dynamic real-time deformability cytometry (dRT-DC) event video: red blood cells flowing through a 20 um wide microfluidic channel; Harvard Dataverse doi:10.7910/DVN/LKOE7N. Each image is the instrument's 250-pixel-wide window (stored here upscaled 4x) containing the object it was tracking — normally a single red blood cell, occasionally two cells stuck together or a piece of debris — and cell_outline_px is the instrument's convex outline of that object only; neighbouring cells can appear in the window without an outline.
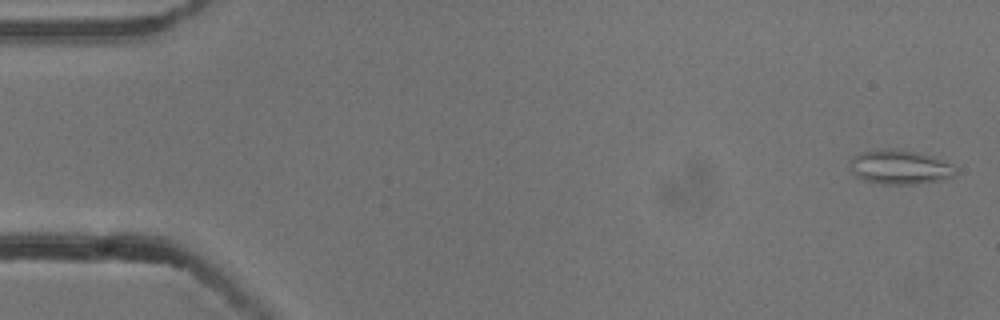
{"species": "common noctule bat (a hibernating species)", "species_latin": "Nyctalus noctula", "temperature_condition": "cold", "stored_images_in_passage": 5, "camera_frame_rate_fps": 3000, "um_per_image_px": 0.085, "animal": {"sex": "male", "body_mass_g": 13.3}, "frame": {"image": 1, "passage_image": 1, "time_ms": 0.0, "image_size_px": [1000, 320], "cell_outline_px": [[956, 172], [952, 176], [940, 180], [916, 184], [884, 184], [864, 180], [856, 176], [852, 168], [852, 156], [864, 152], [912, 152], [932, 156], [952, 164], [956, 168]], "centroid_in_image_um": [76.55, 14.27], "position_along_channel_um": 8.5, "area_um2": 19.88}}
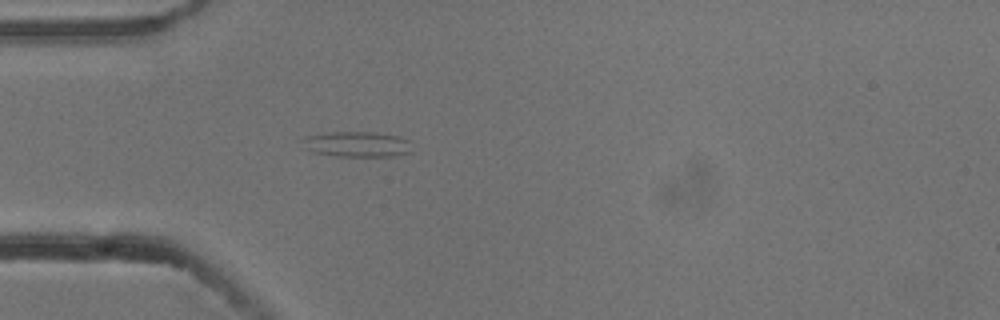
{"frame": {"image": 2, "passage_image": 5, "time_ms": 1.333, "image_size_px": [1000, 320], "cell_outline_px": [[412, 152], [392, 156], [336, 156], [312, 152], [304, 148], [300, 140], [304, 136], [328, 132], [376, 132], [400, 136], [412, 140]], "centroid_in_image_um": [30.36, 12.25], "position_along_channel_um": 54.6, "area_um2": 16.7}}